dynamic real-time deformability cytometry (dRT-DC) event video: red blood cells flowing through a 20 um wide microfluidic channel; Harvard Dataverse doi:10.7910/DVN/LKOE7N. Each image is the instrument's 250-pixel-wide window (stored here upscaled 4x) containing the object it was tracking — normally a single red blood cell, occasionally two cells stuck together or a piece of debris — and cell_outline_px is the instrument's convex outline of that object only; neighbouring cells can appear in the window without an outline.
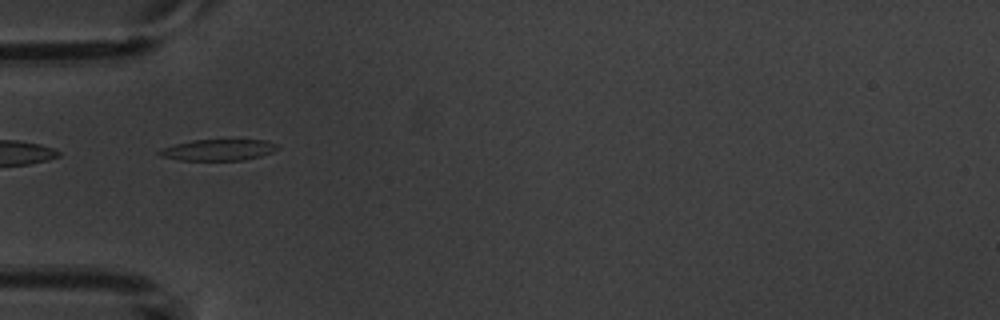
{"species": "common noctule bat (a hibernating species)", "species_latin": "Nyctalus noctula", "temperature_condition": "warm", "stored_images_in_passage": 7, "camera_frame_rate_fps": 3000, "um_per_image_px": 0.085, "animal": {"sex": "male", "body_mass_g": 20.1, "forearm_length_mm": 53.5}, "frame": {"image": 1, "passage_image": 2, "time_ms": 1.333, "image_size_px": [1000, 320], "cell_outline_px": [[280, 148], [272, 152], [260, 156], [244, 160], [180, 160], [160, 156], [156, 152], [160, 148], [192, 140], [264, 140], [276, 144]], "centroid_in_image_um": [18.53, 12.74], "position_along_channel_um": 66.5, "area_um2": 14.57}}
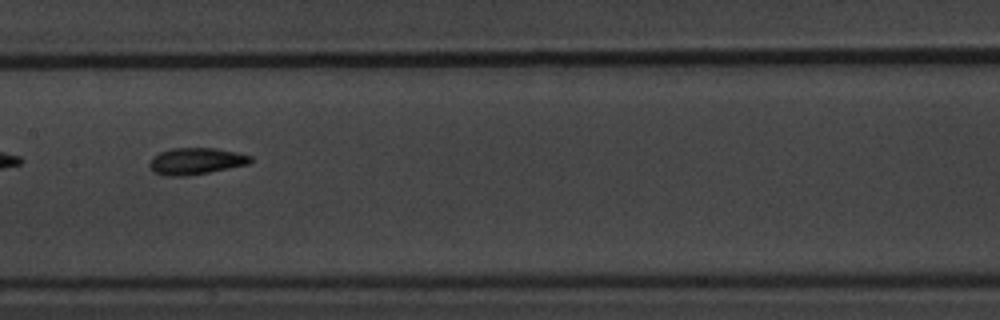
{"frame": {"image": 2, "passage_image": 5, "time_ms": 4.667, "image_size_px": [1000, 320], "cell_outline_px": [[252, 160], [248, 164], [208, 172], [184, 176], [164, 176], [152, 172], [148, 164], [152, 156], [160, 152], [172, 148], [216, 148], [236, 152], [252, 156]], "centroid_in_image_um": [16.6, 13.69], "position_along_channel_um": 190.8, "area_um2": 15.72}}
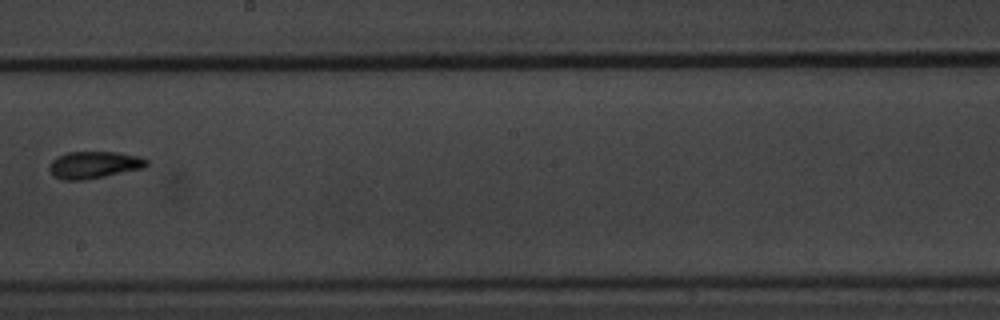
{"frame": {"image": 3, "passage_image": 6, "time_ms": 6.0, "image_size_px": [1000, 320], "cell_outline_px": [[148, 164], [144, 168], [88, 180], [64, 180], [52, 176], [48, 168], [52, 160], [56, 156], [68, 152], [116, 152], [136, 156], [148, 160]], "centroid_in_image_um": [7.95, 14.03], "position_along_channel_um": 240.2, "area_um2": 15.49}}